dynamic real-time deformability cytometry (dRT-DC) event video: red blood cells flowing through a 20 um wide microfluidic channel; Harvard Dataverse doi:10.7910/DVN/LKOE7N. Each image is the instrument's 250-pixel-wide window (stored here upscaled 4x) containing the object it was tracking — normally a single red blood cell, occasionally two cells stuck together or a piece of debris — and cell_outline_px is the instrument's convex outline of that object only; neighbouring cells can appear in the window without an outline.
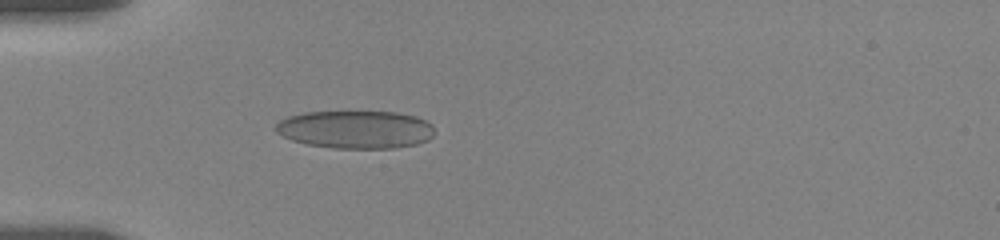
{"species": "human", "species_latin": "Homo sapiens", "temperature_condition": "room temperature", "stored_images_in_passage": 45, "camera_frame_rate_fps": 3000, "um_per_image_px": 0.085, "donor": {"sex": "female"}, "frame": {"image": 1, "passage_image": 12, "time_ms": 4.333, "image_size_px": [1000, 240], "cell_outline_px": [[432, 136], [428, 140], [416, 144], [392, 148], [332, 148], [308, 144], [292, 140], [276, 132], [276, 124], [280, 120], [288, 116], [304, 112], [396, 112], [416, 116], [432, 124]], "centroid_in_image_um": [30.22, 11.0], "position_along_channel_um": 54.8, "area_um2": 34.91}}
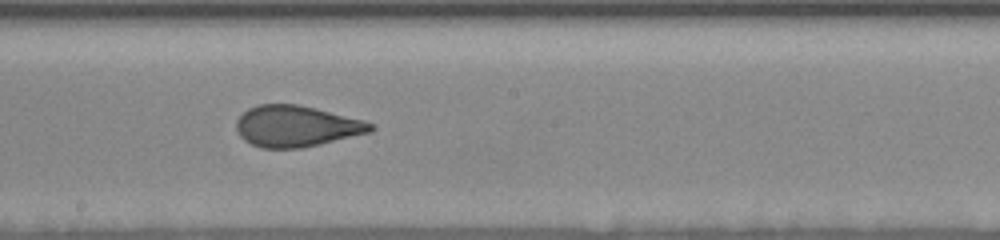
{"frame": {"image": 2, "passage_image": 25, "time_ms": 9.333, "image_size_px": [1000, 240], "cell_outline_px": [[376, 128], [372, 132], [320, 144], [300, 148], [260, 148], [244, 140], [240, 136], [236, 128], [236, 120], [248, 108], [260, 104], [296, 104], [316, 108], [364, 120], [376, 124]], "centroid_in_image_um": [25.22, 10.73], "position_along_channel_um": 223.0, "area_um2": 32.37}}
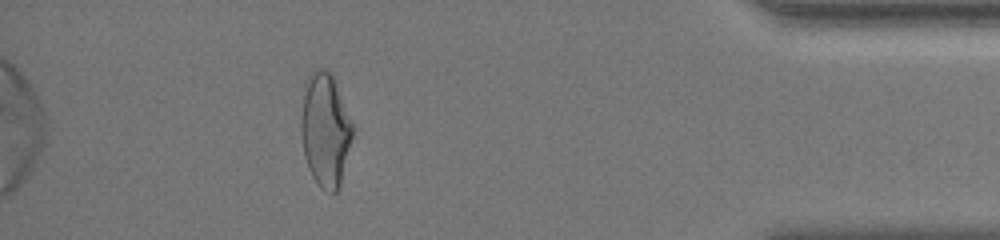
{"frame": {"image": 3, "passage_image": 40, "time_ms": 15.667, "image_size_px": [1000, 240], "cell_outline_px": [[356, 128], [340, 184], [336, 192], [332, 192], [320, 188], [312, 176], [308, 168], [304, 156], [300, 132], [300, 120], [304, 84], [308, 76], [316, 68], [324, 68], [332, 76]], "centroid_in_image_um": [27.65, 11.04], "position_along_channel_um": 407.6, "area_um2": 34.62}, "authors_computed_cell_mechanics": {"area_um2": 33.6396, "velocity_mm_per_s": 3.5746, "shape_relaxation_time_tau1_ms": 8.2079, "shape_relaxation_time_tau2_ms": 0.9516, "deformation_change_tau1": 0.1996, "deformation_change_tau2": 0.07}}